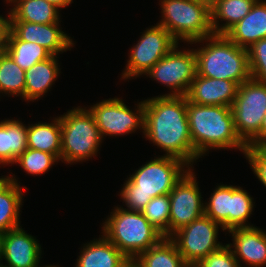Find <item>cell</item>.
I'll use <instances>...</instances> for the list:
<instances>
[{
  "mask_svg": "<svg viewBox=\"0 0 266 267\" xmlns=\"http://www.w3.org/2000/svg\"><path fill=\"white\" fill-rule=\"evenodd\" d=\"M146 141L156 145L165 156L183 160L194 168L201 158L194 150L187 116L185 96H162L144 98Z\"/></svg>",
  "mask_w": 266,
  "mask_h": 267,
  "instance_id": "1",
  "label": "cell"
},
{
  "mask_svg": "<svg viewBox=\"0 0 266 267\" xmlns=\"http://www.w3.org/2000/svg\"><path fill=\"white\" fill-rule=\"evenodd\" d=\"M190 168L176 157L154 156V159L147 160L138 170L127 176L117 194L126 208L122 205L121 207L141 212L152 198L169 194Z\"/></svg>",
  "mask_w": 266,
  "mask_h": 267,
  "instance_id": "2",
  "label": "cell"
},
{
  "mask_svg": "<svg viewBox=\"0 0 266 267\" xmlns=\"http://www.w3.org/2000/svg\"><path fill=\"white\" fill-rule=\"evenodd\" d=\"M187 116L195 152L202 158L209 150H239L247 146L238 137L231 107L187 102Z\"/></svg>",
  "mask_w": 266,
  "mask_h": 267,
  "instance_id": "3",
  "label": "cell"
},
{
  "mask_svg": "<svg viewBox=\"0 0 266 267\" xmlns=\"http://www.w3.org/2000/svg\"><path fill=\"white\" fill-rule=\"evenodd\" d=\"M189 44L198 46L194 48L198 75L239 85L251 79L248 50L234 44L225 34H213Z\"/></svg>",
  "mask_w": 266,
  "mask_h": 267,
  "instance_id": "4",
  "label": "cell"
},
{
  "mask_svg": "<svg viewBox=\"0 0 266 267\" xmlns=\"http://www.w3.org/2000/svg\"><path fill=\"white\" fill-rule=\"evenodd\" d=\"M103 221L101 233L129 260L158 244L164 235L157 230L142 212L115 206Z\"/></svg>",
  "mask_w": 266,
  "mask_h": 267,
  "instance_id": "5",
  "label": "cell"
},
{
  "mask_svg": "<svg viewBox=\"0 0 266 267\" xmlns=\"http://www.w3.org/2000/svg\"><path fill=\"white\" fill-rule=\"evenodd\" d=\"M60 117L61 162L74 165L97 157L103 137L86 106L72 107Z\"/></svg>",
  "mask_w": 266,
  "mask_h": 267,
  "instance_id": "6",
  "label": "cell"
},
{
  "mask_svg": "<svg viewBox=\"0 0 266 267\" xmlns=\"http://www.w3.org/2000/svg\"><path fill=\"white\" fill-rule=\"evenodd\" d=\"M163 26L179 43L187 45L214 34L211 24V8L192 0H159Z\"/></svg>",
  "mask_w": 266,
  "mask_h": 267,
  "instance_id": "7",
  "label": "cell"
},
{
  "mask_svg": "<svg viewBox=\"0 0 266 267\" xmlns=\"http://www.w3.org/2000/svg\"><path fill=\"white\" fill-rule=\"evenodd\" d=\"M231 111L238 137L247 148H251L259 141V131L266 115V84L252 78L240 84Z\"/></svg>",
  "mask_w": 266,
  "mask_h": 267,
  "instance_id": "8",
  "label": "cell"
},
{
  "mask_svg": "<svg viewBox=\"0 0 266 267\" xmlns=\"http://www.w3.org/2000/svg\"><path fill=\"white\" fill-rule=\"evenodd\" d=\"M93 115L103 139L110 136H124L137 130L144 135L145 109L144 100L135 103L134 109L119 97L100 100L86 107ZM131 108V109H130Z\"/></svg>",
  "mask_w": 266,
  "mask_h": 267,
  "instance_id": "9",
  "label": "cell"
},
{
  "mask_svg": "<svg viewBox=\"0 0 266 267\" xmlns=\"http://www.w3.org/2000/svg\"><path fill=\"white\" fill-rule=\"evenodd\" d=\"M177 44L166 56L157 61L143 76L164 85L169 93L162 96H185L197 74L194 48H178Z\"/></svg>",
  "mask_w": 266,
  "mask_h": 267,
  "instance_id": "10",
  "label": "cell"
},
{
  "mask_svg": "<svg viewBox=\"0 0 266 267\" xmlns=\"http://www.w3.org/2000/svg\"><path fill=\"white\" fill-rule=\"evenodd\" d=\"M137 43L129 49L127 64L121 80L129 82L146 74L154 64L166 56L177 44L172 35L159 24L152 25L141 33Z\"/></svg>",
  "mask_w": 266,
  "mask_h": 267,
  "instance_id": "11",
  "label": "cell"
},
{
  "mask_svg": "<svg viewBox=\"0 0 266 267\" xmlns=\"http://www.w3.org/2000/svg\"><path fill=\"white\" fill-rule=\"evenodd\" d=\"M219 229L226 232L221 224L204 214L177 230L169 238L175 243L184 261L190 267H194L200 260L225 245L218 241Z\"/></svg>",
  "mask_w": 266,
  "mask_h": 267,
  "instance_id": "12",
  "label": "cell"
},
{
  "mask_svg": "<svg viewBox=\"0 0 266 267\" xmlns=\"http://www.w3.org/2000/svg\"><path fill=\"white\" fill-rule=\"evenodd\" d=\"M193 168H190L169 193V237L204 215V201Z\"/></svg>",
  "mask_w": 266,
  "mask_h": 267,
  "instance_id": "13",
  "label": "cell"
},
{
  "mask_svg": "<svg viewBox=\"0 0 266 267\" xmlns=\"http://www.w3.org/2000/svg\"><path fill=\"white\" fill-rule=\"evenodd\" d=\"M24 229L21 225L4 233L1 267H41V244Z\"/></svg>",
  "mask_w": 266,
  "mask_h": 267,
  "instance_id": "14",
  "label": "cell"
},
{
  "mask_svg": "<svg viewBox=\"0 0 266 267\" xmlns=\"http://www.w3.org/2000/svg\"><path fill=\"white\" fill-rule=\"evenodd\" d=\"M10 30L22 41L35 42L58 56L70 51L75 43L71 36L62 31L61 23L39 24L10 21Z\"/></svg>",
  "mask_w": 266,
  "mask_h": 267,
  "instance_id": "15",
  "label": "cell"
},
{
  "mask_svg": "<svg viewBox=\"0 0 266 267\" xmlns=\"http://www.w3.org/2000/svg\"><path fill=\"white\" fill-rule=\"evenodd\" d=\"M227 232L232 235L233 242L226 243V245L231 249L241 267L266 266L265 229L254 226L234 228Z\"/></svg>",
  "mask_w": 266,
  "mask_h": 267,
  "instance_id": "16",
  "label": "cell"
},
{
  "mask_svg": "<svg viewBox=\"0 0 266 267\" xmlns=\"http://www.w3.org/2000/svg\"><path fill=\"white\" fill-rule=\"evenodd\" d=\"M239 84L224 79H213L196 74L185 95L187 102L198 105H233Z\"/></svg>",
  "mask_w": 266,
  "mask_h": 267,
  "instance_id": "17",
  "label": "cell"
},
{
  "mask_svg": "<svg viewBox=\"0 0 266 267\" xmlns=\"http://www.w3.org/2000/svg\"><path fill=\"white\" fill-rule=\"evenodd\" d=\"M16 178L11 172L0 179V231L4 233L21 226L20 212L27 188L21 187Z\"/></svg>",
  "mask_w": 266,
  "mask_h": 267,
  "instance_id": "18",
  "label": "cell"
},
{
  "mask_svg": "<svg viewBox=\"0 0 266 267\" xmlns=\"http://www.w3.org/2000/svg\"><path fill=\"white\" fill-rule=\"evenodd\" d=\"M225 35L237 46L248 49L266 38V0H257L250 12Z\"/></svg>",
  "mask_w": 266,
  "mask_h": 267,
  "instance_id": "19",
  "label": "cell"
},
{
  "mask_svg": "<svg viewBox=\"0 0 266 267\" xmlns=\"http://www.w3.org/2000/svg\"><path fill=\"white\" fill-rule=\"evenodd\" d=\"M79 249L74 267H122L129 261L102 233Z\"/></svg>",
  "mask_w": 266,
  "mask_h": 267,
  "instance_id": "20",
  "label": "cell"
},
{
  "mask_svg": "<svg viewBox=\"0 0 266 267\" xmlns=\"http://www.w3.org/2000/svg\"><path fill=\"white\" fill-rule=\"evenodd\" d=\"M59 56L52 55L50 58L38 62L25 71L24 101L34 102L42 99L52 89L53 84L61 75Z\"/></svg>",
  "mask_w": 266,
  "mask_h": 267,
  "instance_id": "21",
  "label": "cell"
},
{
  "mask_svg": "<svg viewBox=\"0 0 266 267\" xmlns=\"http://www.w3.org/2000/svg\"><path fill=\"white\" fill-rule=\"evenodd\" d=\"M19 118L0 121V166H12L28 148V126Z\"/></svg>",
  "mask_w": 266,
  "mask_h": 267,
  "instance_id": "22",
  "label": "cell"
},
{
  "mask_svg": "<svg viewBox=\"0 0 266 267\" xmlns=\"http://www.w3.org/2000/svg\"><path fill=\"white\" fill-rule=\"evenodd\" d=\"M10 21L49 24L61 23L59 8L45 0H7Z\"/></svg>",
  "mask_w": 266,
  "mask_h": 267,
  "instance_id": "23",
  "label": "cell"
},
{
  "mask_svg": "<svg viewBox=\"0 0 266 267\" xmlns=\"http://www.w3.org/2000/svg\"><path fill=\"white\" fill-rule=\"evenodd\" d=\"M28 125V148L54 154L61 161V122L53 117L51 122L39 121Z\"/></svg>",
  "mask_w": 266,
  "mask_h": 267,
  "instance_id": "24",
  "label": "cell"
},
{
  "mask_svg": "<svg viewBox=\"0 0 266 267\" xmlns=\"http://www.w3.org/2000/svg\"><path fill=\"white\" fill-rule=\"evenodd\" d=\"M256 1L216 0L211 7V24L214 34H225L250 12Z\"/></svg>",
  "mask_w": 266,
  "mask_h": 267,
  "instance_id": "25",
  "label": "cell"
},
{
  "mask_svg": "<svg viewBox=\"0 0 266 267\" xmlns=\"http://www.w3.org/2000/svg\"><path fill=\"white\" fill-rule=\"evenodd\" d=\"M134 261L139 267H190L169 237H164L158 244L141 253Z\"/></svg>",
  "mask_w": 266,
  "mask_h": 267,
  "instance_id": "26",
  "label": "cell"
},
{
  "mask_svg": "<svg viewBox=\"0 0 266 267\" xmlns=\"http://www.w3.org/2000/svg\"><path fill=\"white\" fill-rule=\"evenodd\" d=\"M4 51L25 71L34 64L52 56L43 46L35 42L20 40L11 30L8 33Z\"/></svg>",
  "mask_w": 266,
  "mask_h": 267,
  "instance_id": "27",
  "label": "cell"
},
{
  "mask_svg": "<svg viewBox=\"0 0 266 267\" xmlns=\"http://www.w3.org/2000/svg\"><path fill=\"white\" fill-rule=\"evenodd\" d=\"M25 70L5 52H0V98L18 96L24 100ZM5 94V95H4Z\"/></svg>",
  "mask_w": 266,
  "mask_h": 267,
  "instance_id": "28",
  "label": "cell"
},
{
  "mask_svg": "<svg viewBox=\"0 0 266 267\" xmlns=\"http://www.w3.org/2000/svg\"><path fill=\"white\" fill-rule=\"evenodd\" d=\"M208 199L204 201V214L221 224L227 233L231 230V185H216Z\"/></svg>",
  "mask_w": 266,
  "mask_h": 267,
  "instance_id": "29",
  "label": "cell"
},
{
  "mask_svg": "<svg viewBox=\"0 0 266 267\" xmlns=\"http://www.w3.org/2000/svg\"><path fill=\"white\" fill-rule=\"evenodd\" d=\"M254 198L237 185H231V229L254 227L248 222L254 210Z\"/></svg>",
  "mask_w": 266,
  "mask_h": 267,
  "instance_id": "30",
  "label": "cell"
},
{
  "mask_svg": "<svg viewBox=\"0 0 266 267\" xmlns=\"http://www.w3.org/2000/svg\"><path fill=\"white\" fill-rule=\"evenodd\" d=\"M58 162L60 160L54 154L27 148L14 164H18L28 175L40 176L47 173Z\"/></svg>",
  "mask_w": 266,
  "mask_h": 267,
  "instance_id": "31",
  "label": "cell"
},
{
  "mask_svg": "<svg viewBox=\"0 0 266 267\" xmlns=\"http://www.w3.org/2000/svg\"><path fill=\"white\" fill-rule=\"evenodd\" d=\"M141 212L164 237H169V194L152 198Z\"/></svg>",
  "mask_w": 266,
  "mask_h": 267,
  "instance_id": "32",
  "label": "cell"
},
{
  "mask_svg": "<svg viewBox=\"0 0 266 267\" xmlns=\"http://www.w3.org/2000/svg\"><path fill=\"white\" fill-rule=\"evenodd\" d=\"M247 50L251 78L266 84V38L255 42Z\"/></svg>",
  "mask_w": 266,
  "mask_h": 267,
  "instance_id": "33",
  "label": "cell"
},
{
  "mask_svg": "<svg viewBox=\"0 0 266 267\" xmlns=\"http://www.w3.org/2000/svg\"><path fill=\"white\" fill-rule=\"evenodd\" d=\"M194 267H241L231 249L225 244L216 252L210 253Z\"/></svg>",
  "mask_w": 266,
  "mask_h": 267,
  "instance_id": "34",
  "label": "cell"
},
{
  "mask_svg": "<svg viewBox=\"0 0 266 267\" xmlns=\"http://www.w3.org/2000/svg\"><path fill=\"white\" fill-rule=\"evenodd\" d=\"M244 157L259 182L266 188V160H262L251 148H247Z\"/></svg>",
  "mask_w": 266,
  "mask_h": 267,
  "instance_id": "35",
  "label": "cell"
},
{
  "mask_svg": "<svg viewBox=\"0 0 266 267\" xmlns=\"http://www.w3.org/2000/svg\"><path fill=\"white\" fill-rule=\"evenodd\" d=\"M8 15H0V52L4 51L10 31V12Z\"/></svg>",
  "mask_w": 266,
  "mask_h": 267,
  "instance_id": "36",
  "label": "cell"
},
{
  "mask_svg": "<svg viewBox=\"0 0 266 267\" xmlns=\"http://www.w3.org/2000/svg\"><path fill=\"white\" fill-rule=\"evenodd\" d=\"M251 149L262 159L266 160V139L257 141Z\"/></svg>",
  "mask_w": 266,
  "mask_h": 267,
  "instance_id": "37",
  "label": "cell"
},
{
  "mask_svg": "<svg viewBox=\"0 0 266 267\" xmlns=\"http://www.w3.org/2000/svg\"><path fill=\"white\" fill-rule=\"evenodd\" d=\"M45 1L53 4L60 10L64 9L65 7H68L70 4L73 3V0H45Z\"/></svg>",
  "mask_w": 266,
  "mask_h": 267,
  "instance_id": "38",
  "label": "cell"
},
{
  "mask_svg": "<svg viewBox=\"0 0 266 267\" xmlns=\"http://www.w3.org/2000/svg\"><path fill=\"white\" fill-rule=\"evenodd\" d=\"M266 139V115L262 120L261 128L259 131V141Z\"/></svg>",
  "mask_w": 266,
  "mask_h": 267,
  "instance_id": "39",
  "label": "cell"
},
{
  "mask_svg": "<svg viewBox=\"0 0 266 267\" xmlns=\"http://www.w3.org/2000/svg\"><path fill=\"white\" fill-rule=\"evenodd\" d=\"M192 1H197L200 3L206 4L207 6L211 8L214 5L216 0H192Z\"/></svg>",
  "mask_w": 266,
  "mask_h": 267,
  "instance_id": "40",
  "label": "cell"
},
{
  "mask_svg": "<svg viewBox=\"0 0 266 267\" xmlns=\"http://www.w3.org/2000/svg\"><path fill=\"white\" fill-rule=\"evenodd\" d=\"M3 237H4V232L0 231V262L2 259Z\"/></svg>",
  "mask_w": 266,
  "mask_h": 267,
  "instance_id": "41",
  "label": "cell"
},
{
  "mask_svg": "<svg viewBox=\"0 0 266 267\" xmlns=\"http://www.w3.org/2000/svg\"><path fill=\"white\" fill-rule=\"evenodd\" d=\"M122 267H138V264L134 260H129Z\"/></svg>",
  "mask_w": 266,
  "mask_h": 267,
  "instance_id": "42",
  "label": "cell"
},
{
  "mask_svg": "<svg viewBox=\"0 0 266 267\" xmlns=\"http://www.w3.org/2000/svg\"><path fill=\"white\" fill-rule=\"evenodd\" d=\"M41 267H60V266H59L58 264H57V265H54V264L51 265V264H50V265H44V266H41Z\"/></svg>",
  "mask_w": 266,
  "mask_h": 267,
  "instance_id": "43",
  "label": "cell"
}]
</instances>
